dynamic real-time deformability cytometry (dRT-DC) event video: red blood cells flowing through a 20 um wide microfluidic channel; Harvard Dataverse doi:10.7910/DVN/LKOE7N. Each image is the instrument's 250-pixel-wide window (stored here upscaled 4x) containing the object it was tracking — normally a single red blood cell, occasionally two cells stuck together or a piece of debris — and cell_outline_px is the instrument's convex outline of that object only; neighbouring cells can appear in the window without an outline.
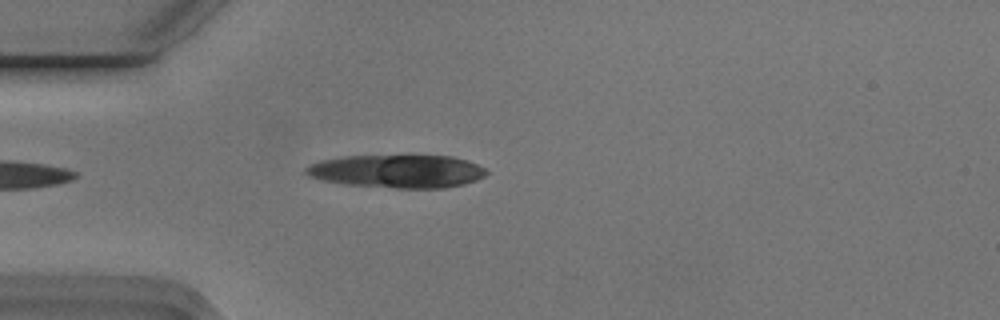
{"species": "Egyptian fruit bat (a non-hibernating species)", "species_latin": "Rousettus aegyptiacus", "temperature_condition": "cold", "stored_images_in_passage": 4, "camera_frame_rate_fps": 3000, "um_per_image_px": 0.085, "animal": {"sex": "male"}, "frame": {"image": 1, "passage_image": 4, "time_ms": 1.0, "image_size_px": [1000, 320], "cell_outline_px": [[488, 172], [484, 176], [476, 180], [464, 184], [444, 188], [396, 188], [344, 184], [320, 180], [308, 176], [304, 172], [304, 168], [320, 160], [344, 156], [452, 156], [468, 160], [484, 168]], "centroid_in_image_um": [33.75, 14.56], "position_along_channel_um": 51.3, "area_um2": 34.85}}